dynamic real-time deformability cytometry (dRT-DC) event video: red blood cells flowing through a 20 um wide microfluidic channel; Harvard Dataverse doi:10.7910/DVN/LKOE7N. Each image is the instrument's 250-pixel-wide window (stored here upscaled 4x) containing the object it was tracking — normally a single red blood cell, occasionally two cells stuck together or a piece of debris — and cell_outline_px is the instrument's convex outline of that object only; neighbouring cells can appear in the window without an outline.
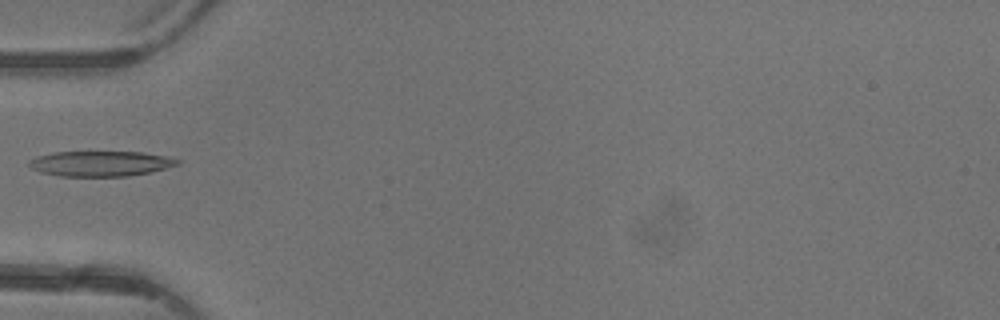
{"species": "common noctule bat (a hibernating species)", "species_latin": "Nyctalus noctula", "temperature_condition": "warm", "stored_images_in_passage": 4, "camera_frame_rate_fps": 3000, "um_per_image_px": 0.085, "animal": {"sex": "female"}, "frame": {"image": 1, "passage_image": 4, "time_ms": 4.333, "image_size_px": [1000, 320], "cell_outline_px": [[184, 160], [180, 164], [148, 172], [128, 176], [60, 176], [44, 172], [32, 168], [28, 164], [28, 160], [36, 156], [52, 152], [140, 152], [164, 156]], "centroid_in_image_um": [8.54, 13.9], "position_along_channel_um": 76.5, "area_um2": 21.68}}